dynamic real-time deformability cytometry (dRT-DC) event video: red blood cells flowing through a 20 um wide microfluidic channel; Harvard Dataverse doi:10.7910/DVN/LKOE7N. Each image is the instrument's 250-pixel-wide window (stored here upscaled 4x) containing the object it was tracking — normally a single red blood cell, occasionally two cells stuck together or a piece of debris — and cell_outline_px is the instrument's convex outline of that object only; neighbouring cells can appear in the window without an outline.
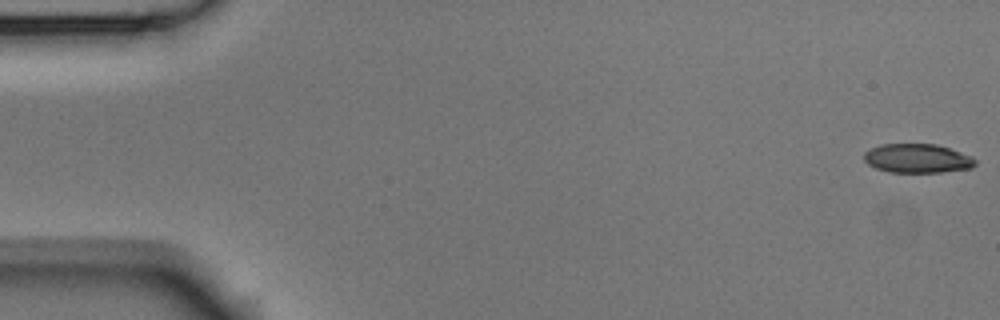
{"species": "Egyptian fruit bat (a non-hibernating species)", "species_latin": "Rousettus aegyptiacus", "temperature_condition": "room temperature", "stored_images_in_passage": 5, "camera_frame_rate_fps": 3000, "um_per_image_px": 0.085, "animal": {"sex": "male"}, "frame": {"image": 1, "passage_image": 1, "time_ms": 0.0, "image_size_px": [1000, 320], "cell_outline_px": [[976, 164], [972, 168], [940, 172], [888, 172], [876, 168], [868, 164], [864, 160], [864, 152], [880, 144], [936, 144], [972, 156], [976, 160]], "centroid_in_image_um": [77.97, 13.46], "position_along_channel_um": 7.0, "area_um2": 18.79}}
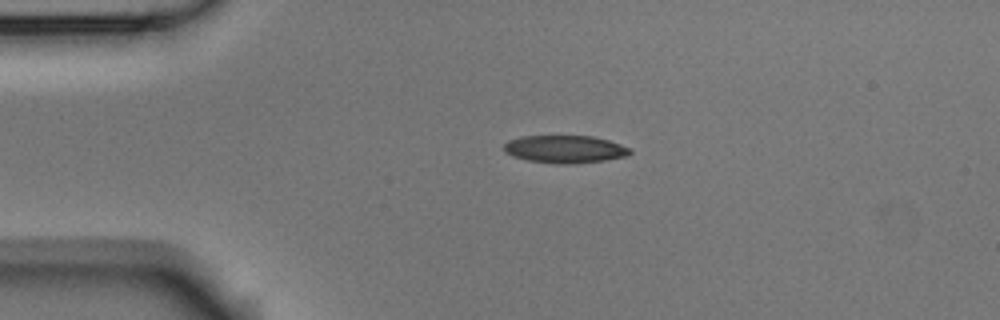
{"frame": {"image": 2, "passage_image": 4, "time_ms": 1.0, "image_size_px": [1000, 320], "cell_outline_px": [[632, 152], [628, 156], [604, 160], [576, 164], [556, 164], [528, 160], [512, 156], [504, 152], [504, 144], [508, 140], [520, 136], [592, 136], [608, 140], [632, 148]], "centroid_in_image_um": [48.03, 12.68], "position_along_channel_um": 37.0, "area_um2": 20.52}}